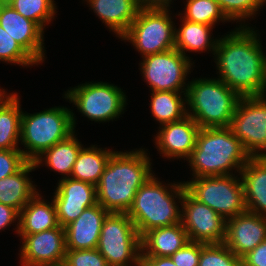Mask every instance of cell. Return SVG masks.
<instances>
[{
	"label": "cell",
	"mask_w": 266,
	"mask_h": 266,
	"mask_svg": "<svg viewBox=\"0 0 266 266\" xmlns=\"http://www.w3.org/2000/svg\"><path fill=\"white\" fill-rule=\"evenodd\" d=\"M254 29L235 27L218 39L214 54L218 79L240 97L266 95V53Z\"/></svg>",
	"instance_id": "6da1fadb"
},
{
	"label": "cell",
	"mask_w": 266,
	"mask_h": 266,
	"mask_svg": "<svg viewBox=\"0 0 266 266\" xmlns=\"http://www.w3.org/2000/svg\"><path fill=\"white\" fill-rule=\"evenodd\" d=\"M150 161L144 148L114 151L96 185L97 203L109 213H127L137 190L154 174Z\"/></svg>",
	"instance_id": "7a4b0ae2"
},
{
	"label": "cell",
	"mask_w": 266,
	"mask_h": 266,
	"mask_svg": "<svg viewBox=\"0 0 266 266\" xmlns=\"http://www.w3.org/2000/svg\"><path fill=\"white\" fill-rule=\"evenodd\" d=\"M249 158L231 129L218 127L199 129L195 148L187 161L193 178H198L232 175L234 169L240 174Z\"/></svg>",
	"instance_id": "3957f363"
},
{
	"label": "cell",
	"mask_w": 266,
	"mask_h": 266,
	"mask_svg": "<svg viewBox=\"0 0 266 266\" xmlns=\"http://www.w3.org/2000/svg\"><path fill=\"white\" fill-rule=\"evenodd\" d=\"M154 176L155 174L137 190L132 206L127 212L140 237L152 229L181 222L182 210L176 204L181 205L185 191L184 183L166 185Z\"/></svg>",
	"instance_id": "277c9868"
},
{
	"label": "cell",
	"mask_w": 266,
	"mask_h": 266,
	"mask_svg": "<svg viewBox=\"0 0 266 266\" xmlns=\"http://www.w3.org/2000/svg\"><path fill=\"white\" fill-rule=\"evenodd\" d=\"M187 115L200 128L229 127L240 96L218 78L188 81Z\"/></svg>",
	"instance_id": "5b68a950"
},
{
	"label": "cell",
	"mask_w": 266,
	"mask_h": 266,
	"mask_svg": "<svg viewBox=\"0 0 266 266\" xmlns=\"http://www.w3.org/2000/svg\"><path fill=\"white\" fill-rule=\"evenodd\" d=\"M76 118L71 109L58 106L34 114L22 113L20 143L24 157L34 161L45 150L75 132Z\"/></svg>",
	"instance_id": "8992f818"
},
{
	"label": "cell",
	"mask_w": 266,
	"mask_h": 266,
	"mask_svg": "<svg viewBox=\"0 0 266 266\" xmlns=\"http://www.w3.org/2000/svg\"><path fill=\"white\" fill-rule=\"evenodd\" d=\"M238 175L204 176L183 181L185 191L225 220L245 212L242 180Z\"/></svg>",
	"instance_id": "52a82bcc"
},
{
	"label": "cell",
	"mask_w": 266,
	"mask_h": 266,
	"mask_svg": "<svg viewBox=\"0 0 266 266\" xmlns=\"http://www.w3.org/2000/svg\"><path fill=\"white\" fill-rule=\"evenodd\" d=\"M97 249L109 266H141V237L127 213L107 215Z\"/></svg>",
	"instance_id": "ba28073f"
},
{
	"label": "cell",
	"mask_w": 266,
	"mask_h": 266,
	"mask_svg": "<svg viewBox=\"0 0 266 266\" xmlns=\"http://www.w3.org/2000/svg\"><path fill=\"white\" fill-rule=\"evenodd\" d=\"M170 9H140L120 37L132 43L141 58L175 48V29Z\"/></svg>",
	"instance_id": "9c48e42d"
},
{
	"label": "cell",
	"mask_w": 266,
	"mask_h": 266,
	"mask_svg": "<svg viewBox=\"0 0 266 266\" xmlns=\"http://www.w3.org/2000/svg\"><path fill=\"white\" fill-rule=\"evenodd\" d=\"M122 90L108 82H86L67 90L64 98L89 120L109 122L119 118L128 104Z\"/></svg>",
	"instance_id": "30bf717a"
},
{
	"label": "cell",
	"mask_w": 266,
	"mask_h": 266,
	"mask_svg": "<svg viewBox=\"0 0 266 266\" xmlns=\"http://www.w3.org/2000/svg\"><path fill=\"white\" fill-rule=\"evenodd\" d=\"M229 128L250 157H266V95L240 97Z\"/></svg>",
	"instance_id": "8fae6325"
},
{
	"label": "cell",
	"mask_w": 266,
	"mask_h": 266,
	"mask_svg": "<svg viewBox=\"0 0 266 266\" xmlns=\"http://www.w3.org/2000/svg\"><path fill=\"white\" fill-rule=\"evenodd\" d=\"M190 58L174 48L144 56L139 69L151 91L186 93L189 83L185 81L193 65Z\"/></svg>",
	"instance_id": "7c38bea8"
},
{
	"label": "cell",
	"mask_w": 266,
	"mask_h": 266,
	"mask_svg": "<svg viewBox=\"0 0 266 266\" xmlns=\"http://www.w3.org/2000/svg\"><path fill=\"white\" fill-rule=\"evenodd\" d=\"M181 223L189 241L203 244L224 243L226 220L211 209L192 198L186 191L181 202Z\"/></svg>",
	"instance_id": "4fadbf2b"
},
{
	"label": "cell",
	"mask_w": 266,
	"mask_h": 266,
	"mask_svg": "<svg viewBox=\"0 0 266 266\" xmlns=\"http://www.w3.org/2000/svg\"><path fill=\"white\" fill-rule=\"evenodd\" d=\"M22 266H62L66 253L65 228L60 225L36 234L19 235Z\"/></svg>",
	"instance_id": "5bb4252c"
},
{
	"label": "cell",
	"mask_w": 266,
	"mask_h": 266,
	"mask_svg": "<svg viewBox=\"0 0 266 266\" xmlns=\"http://www.w3.org/2000/svg\"><path fill=\"white\" fill-rule=\"evenodd\" d=\"M53 195L58 223L65 228L87 208L97 204L96 186L72 178L60 179Z\"/></svg>",
	"instance_id": "9a60e30c"
},
{
	"label": "cell",
	"mask_w": 266,
	"mask_h": 266,
	"mask_svg": "<svg viewBox=\"0 0 266 266\" xmlns=\"http://www.w3.org/2000/svg\"><path fill=\"white\" fill-rule=\"evenodd\" d=\"M266 239V217L246 210L226 220L224 244L239 258Z\"/></svg>",
	"instance_id": "2e32d148"
},
{
	"label": "cell",
	"mask_w": 266,
	"mask_h": 266,
	"mask_svg": "<svg viewBox=\"0 0 266 266\" xmlns=\"http://www.w3.org/2000/svg\"><path fill=\"white\" fill-rule=\"evenodd\" d=\"M0 25L38 63L45 59L44 31L5 1L0 5Z\"/></svg>",
	"instance_id": "e0dca14e"
},
{
	"label": "cell",
	"mask_w": 266,
	"mask_h": 266,
	"mask_svg": "<svg viewBox=\"0 0 266 266\" xmlns=\"http://www.w3.org/2000/svg\"><path fill=\"white\" fill-rule=\"evenodd\" d=\"M154 138L157 151L164 157L188 160L196 145L199 125L190 116L161 125Z\"/></svg>",
	"instance_id": "ac0fdd59"
},
{
	"label": "cell",
	"mask_w": 266,
	"mask_h": 266,
	"mask_svg": "<svg viewBox=\"0 0 266 266\" xmlns=\"http://www.w3.org/2000/svg\"><path fill=\"white\" fill-rule=\"evenodd\" d=\"M109 212L100 204L85 209L65 227L66 250L97 248L103 222Z\"/></svg>",
	"instance_id": "d6986e66"
},
{
	"label": "cell",
	"mask_w": 266,
	"mask_h": 266,
	"mask_svg": "<svg viewBox=\"0 0 266 266\" xmlns=\"http://www.w3.org/2000/svg\"><path fill=\"white\" fill-rule=\"evenodd\" d=\"M246 209L266 217V157H250L240 174Z\"/></svg>",
	"instance_id": "ffe728a7"
},
{
	"label": "cell",
	"mask_w": 266,
	"mask_h": 266,
	"mask_svg": "<svg viewBox=\"0 0 266 266\" xmlns=\"http://www.w3.org/2000/svg\"><path fill=\"white\" fill-rule=\"evenodd\" d=\"M188 242L181 222L152 229L141 237V257H170Z\"/></svg>",
	"instance_id": "44dd1931"
},
{
	"label": "cell",
	"mask_w": 266,
	"mask_h": 266,
	"mask_svg": "<svg viewBox=\"0 0 266 266\" xmlns=\"http://www.w3.org/2000/svg\"><path fill=\"white\" fill-rule=\"evenodd\" d=\"M47 201L37 192L22 208L15 228L18 235L36 234L59 226L54 202Z\"/></svg>",
	"instance_id": "7402d4cb"
},
{
	"label": "cell",
	"mask_w": 266,
	"mask_h": 266,
	"mask_svg": "<svg viewBox=\"0 0 266 266\" xmlns=\"http://www.w3.org/2000/svg\"><path fill=\"white\" fill-rule=\"evenodd\" d=\"M98 18L121 37L137 17L140 7L136 0H85Z\"/></svg>",
	"instance_id": "603a6c76"
},
{
	"label": "cell",
	"mask_w": 266,
	"mask_h": 266,
	"mask_svg": "<svg viewBox=\"0 0 266 266\" xmlns=\"http://www.w3.org/2000/svg\"><path fill=\"white\" fill-rule=\"evenodd\" d=\"M35 169L34 162L28 161L15 174L0 179V203L20 212L38 192L36 185H33V181L28 177Z\"/></svg>",
	"instance_id": "cb8c5ba5"
},
{
	"label": "cell",
	"mask_w": 266,
	"mask_h": 266,
	"mask_svg": "<svg viewBox=\"0 0 266 266\" xmlns=\"http://www.w3.org/2000/svg\"><path fill=\"white\" fill-rule=\"evenodd\" d=\"M18 93L0 99V150L20 149L22 109Z\"/></svg>",
	"instance_id": "d4e9b609"
},
{
	"label": "cell",
	"mask_w": 266,
	"mask_h": 266,
	"mask_svg": "<svg viewBox=\"0 0 266 266\" xmlns=\"http://www.w3.org/2000/svg\"><path fill=\"white\" fill-rule=\"evenodd\" d=\"M83 145L77 139L75 132L67 139L56 143L50 149L45 150L33 162L35 167H39L43 162L53 171L61 173V179L71 176L74 163Z\"/></svg>",
	"instance_id": "484cf974"
},
{
	"label": "cell",
	"mask_w": 266,
	"mask_h": 266,
	"mask_svg": "<svg viewBox=\"0 0 266 266\" xmlns=\"http://www.w3.org/2000/svg\"><path fill=\"white\" fill-rule=\"evenodd\" d=\"M182 25L175 29V49L184 56L186 52L212 51L215 54L218 39L211 38V30L214 26L191 22L180 16Z\"/></svg>",
	"instance_id": "4316f807"
},
{
	"label": "cell",
	"mask_w": 266,
	"mask_h": 266,
	"mask_svg": "<svg viewBox=\"0 0 266 266\" xmlns=\"http://www.w3.org/2000/svg\"><path fill=\"white\" fill-rule=\"evenodd\" d=\"M113 152L111 149L107 150L105 148L103 150L97 146L95 147V145L88 148L82 147L74 163L70 178L96 186Z\"/></svg>",
	"instance_id": "83f0119b"
},
{
	"label": "cell",
	"mask_w": 266,
	"mask_h": 266,
	"mask_svg": "<svg viewBox=\"0 0 266 266\" xmlns=\"http://www.w3.org/2000/svg\"><path fill=\"white\" fill-rule=\"evenodd\" d=\"M151 92L149 107L153 118L160 123V126L179 121L187 116L186 93L182 94L174 91Z\"/></svg>",
	"instance_id": "f1b7e54d"
},
{
	"label": "cell",
	"mask_w": 266,
	"mask_h": 266,
	"mask_svg": "<svg viewBox=\"0 0 266 266\" xmlns=\"http://www.w3.org/2000/svg\"><path fill=\"white\" fill-rule=\"evenodd\" d=\"M5 2L23 17L34 21L43 31L57 13L54 0H5Z\"/></svg>",
	"instance_id": "f546056e"
},
{
	"label": "cell",
	"mask_w": 266,
	"mask_h": 266,
	"mask_svg": "<svg viewBox=\"0 0 266 266\" xmlns=\"http://www.w3.org/2000/svg\"><path fill=\"white\" fill-rule=\"evenodd\" d=\"M186 2L184 14L179 13L178 16L184 15L183 18L188 21L209 26H215L219 21H229L216 0H186Z\"/></svg>",
	"instance_id": "4dcf8cb0"
},
{
	"label": "cell",
	"mask_w": 266,
	"mask_h": 266,
	"mask_svg": "<svg viewBox=\"0 0 266 266\" xmlns=\"http://www.w3.org/2000/svg\"><path fill=\"white\" fill-rule=\"evenodd\" d=\"M198 266H242V259L236 256L224 243H201Z\"/></svg>",
	"instance_id": "1f68e13d"
},
{
	"label": "cell",
	"mask_w": 266,
	"mask_h": 266,
	"mask_svg": "<svg viewBox=\"0 0 266 266\" xmlns=\"http://www.w3.org/2000/svg\"><path fill=\"white\" fill-rule=\"evenodd\" d=\"M222 12L230 21H239V27H249L245 25V20L255 16L257 11L266 4V0H216ZM242 21L244 24L242 25Z\"/></svg>",
	"instance_id": "d6a6232c"
},
{
	"label": "cell",
	"mask_w": 266,
	"mask_h": 266,
	"mask_svg": "<svg viewBox=\"0 0 266 266\" xmlns=\"http://www.w3.org/2000/svg\"><path fill=\"white\" fill-rule=\"evenodd\" d=\"M0 61L31 67L38 63L0 25Z\"/></svg>",
	"instance_id": "836d02e7"
},
{
	"label": "cell",
	"mask_w": 266,
	"mask_h": 266,
	"mask_svg": "<svg viewBox=\"0 0 266 266\" xmlns=\"http://www.w3.org/2000/svg\"><path fill=\"white\" fill-rule=\"evenodd\" d=\"M62 266H109L97 248L66 250Z\"/></svg>",
	"instance_id": "e575fe53"
},
{
	"label": "cell",
	"mask_w": 266,
	"mask_h": 266,
	"mask_svg": "<svg viewBox=\"0 0 266 266\" xmlns=\"http://www.w3.org/2000/svg\"><path fill=\"white\" fill-rule=\"evenodd\" d=\"M27 162L20 149L0 150V179L15 174Z\"/></svg>",
	"instance_id": "d590c367"
},
{
	"label": "cell",
	"mask_w": 266,
	"mask_h": 266,
	"mask_svg": "<svg viewBox=\"0 0 266 266\" xmlns=\"http://www.w3.org/2000/svg\"><path fill=\"white\" fill-rule=\"evenodd\" d=\"M200 253L201 243L189 241L170 258L176 266H198Z\"/></svg>",
	"instance_id": "8d00e7d4"
},
{
	"label": "cell",
	"mask_w": 266,
	"mask_h": 266,
	"mask_svg": "<svg viewBox=\"0 0 266 266\" xmlns=\"http://www.w3.org/2000/svg\"><path fill=\"white\" fill-rule=\"evenodd\" d=\"M241 259L242 266H266V239Z\"/></svg>",
	"instance_id": "74e56055"
},
{
	"label": "cell",
	"mask_w": 266,
	"mask_h": 266,
	"mask_svg": "<svg viewBox=\"0 0 266 266\" xmlns=\"http://www.w3.org/2000/svg\"><path fill=\"white\" fill-rule=\"evenodd\" d=\"M16 221H19V212L11 206L0 203V231Z\"/></svg>",
	"instance_id": "f35d334b"
},
{
	"label": "cell",
	"mask_w": 266,
	"mask_h": 266,
	"mask_svg": "<svg viewBox=\"0 0 266 266\" xmlns=\"http://www.w3.org/2000/svg\"><path fill=\"white\" fill-rule=\"evenodd\" d=\"M140 9H170L172 0H136Z\"/></svg>",
	"instance_id": "ab89813d"
},
{
	"label": "cell",
	"mask_w": 266,
	"mask_h": 266,
	"mask_svg": "<svg viewBox=\"0 0 266 266\" xmlns=\"http://www.w3.org/2000/svg\"><path fill=\"white\" fill-rule=\"evenodd\" d=\"M141 266H176L170 257H141Z\"/></svg>",
	"instance_id": "60d3db41"
},
{
	"label": "cell",
	"mask_w": 266,
	"mask_h": 266,
	"mask_svg": "<svg viewBox=\"0 0 266 266\" xmlns=\"http://www.w3.org/2000/svg\"><path fill=\"white\" fill-rule=\"evenodd\" d=\"M6 94L5 89H1L0 87V99Z\"/></svg>",
	"instance_id": "b9f144b4"
}]
</instances>
